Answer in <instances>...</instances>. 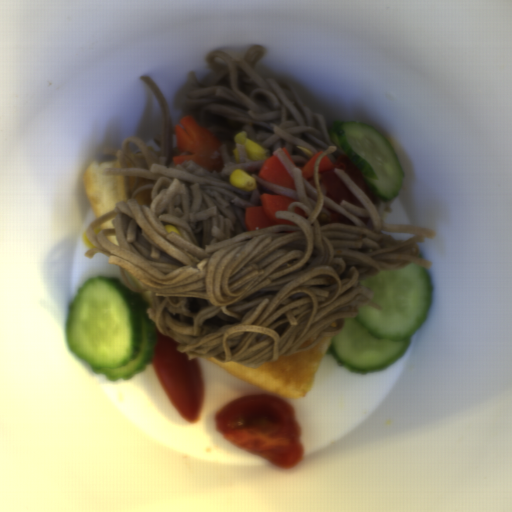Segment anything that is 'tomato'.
Masks as SVG:
<instances>
[{"instance_id":"1","label":"tomato","mask_w":512,"mask_h":512,"mask_svg":"<svg viewBox=\"0 0 512 512\" xmlns=\"http://www.w3.org/2000/svg\"><path fill=\"white\" fill-rule=\"evenodd\" d=\"M214 421L220 435L268 462L292 469L305 457L295 409L277 396L245 395L221 407Z\"/></svg>"},{"instance_id":"2","label":"tomato","mask_w":512,"mask_h":512,"mask_svg":"<svg viewBox=\"0 0 512 512\" xmlns=\"http://www.w3.org/2000/svg\"><path fill=\"white\" fill-rule=\"evenodd\" d=\"M167 397L187 423H195L203 404V380L198 360L178 349L176 340L157 328L151 360Z\"/></svg>"},{"instance_id":"3","label":"tomato","mask_w":512,"mask_h":512,"mask_svg":"<svg viewBox=\"0 0 512 512\" xmlns=\"http://www.w3.org/2000/svg\"><path fill=\"white\" fill-rule=\"evenodd\" d=\"M319 184L325 186L327 191L326 196L333 199L337 205L340 206L342 200H346L357 207L364 208L350 187L332 170L320 173Z\"/></svg>"},{"instance_id":"4","label":"tomato","mask_w":512,"mask_h":512,"mask_svg":"<svg viewBox=\"0 0 512 512\" xmlns=\"http://www.w3.org/2000/svg\"><path fill=\"white\" fill-rule=\"evenodd\" d=\"M333 169H343L349 177L353 180L356 186L361 190L367 199H370L372 204L379 205L381 200L373 196L364 180V177L353 160L345 155L343 152L339 155L334 163Z\"/></svg>"},{"instance_id":"5","label":"tomato","mask_w":512,"mask_h":512,"mask_svg":"<svg viewBox=\"0 0 512 512\" xmlns=\"http://www.w3.org/2000/svg\"><path fill=\"white\" fill-rule=\"evenodd\" d=\"M327 212L329 213L328 224L331 222H343V223L350 224V225L354 226V223L352 222V220L350 218L343 216V215H341L335 211H332L328 208H327Z\"/></svg>"},{"instance_id":"6","label":"tomato","mask_w":512,"mask_h":512,"mask_svg":"<svg viewBox=\"0 0 512 512\" xmlns=\"http://www.w3.org/2000/svg\"><path fill=\"white\" fill-rule=\"evenodd\" d=\"M359 217V216H358ZM362 222H364L366 225L368 223L369 217H359Z\"/></svg>"}]
</instances>
